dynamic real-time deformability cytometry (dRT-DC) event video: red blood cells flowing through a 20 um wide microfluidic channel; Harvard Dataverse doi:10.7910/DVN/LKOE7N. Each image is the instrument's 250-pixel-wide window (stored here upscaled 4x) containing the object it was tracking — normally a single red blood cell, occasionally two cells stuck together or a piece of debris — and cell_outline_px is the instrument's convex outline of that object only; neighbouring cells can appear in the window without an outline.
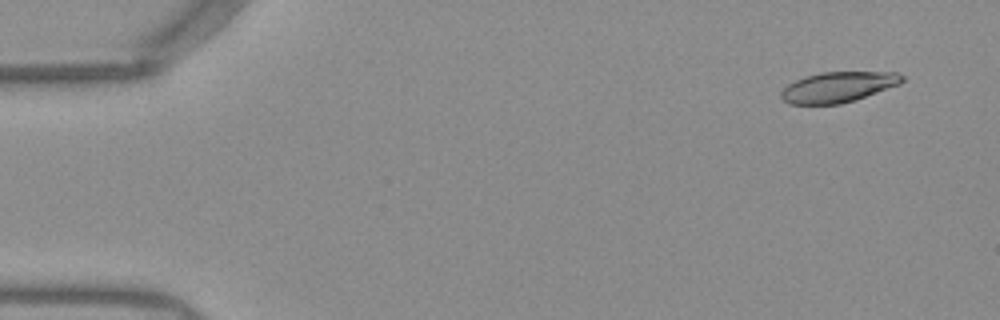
{"species": "Egyptian fruit bat (a non-hibernating species)", "species_latin": "Rousettus aegyptiacus", "temperature_condition": "warm", "stored_images_in_passage": 50, "camera_frame_rate_fps": 3000, "um_per_image_px": 0.085, "frame": {"image": 1, "passage_image": 2, "time_ms": 0.333, "image_size_px": [1000, 320], "cell_outline_px": [[904, 80], [900, 84], [856, 100], [840, 104], [788, 104], [780, 96], [780, 92], [788, 84], [804, 76], [820, 72], [896, 72], [904, 76]], "centroid_in_image_um": [71.24, 7.4], "position_along_channel_um": 13.8, "area_um2": 21.56}}
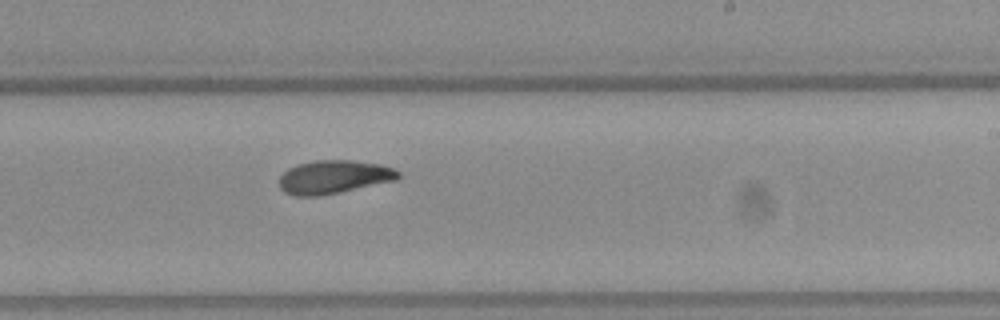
{"frame": {"image": 2, "passage_image": 30, "time_ms": 9.667, "image_size_px": [1000, 320], "cell_outline_px": [[400, 176], [396, 180], [340, 192], [320, 196], [296, 196], [284, 192], [280, 188], [280, 176], [288, 168], [300, 164], [316, 160], [352, 160], [380, 164], [392, 168], [400, 172]], "centroid_in_image_um": [28.37, 15.04], "position_along_channel_um": 260.6, "area_um2": 23.06}}
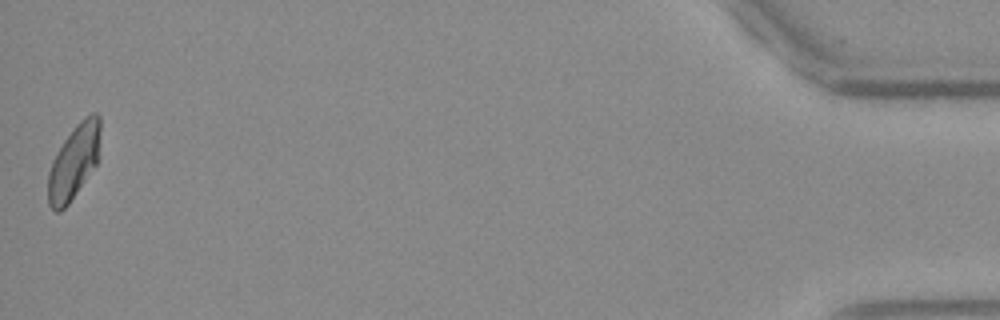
{"frame": {"image": 3, "passage_image": 50, "time_ms": 16.333, "image_size_px": [1000, 320], "cell_outline_px": [[100, 128], [96, 164], [68, 204], [60, 212], [56, 212], [48, 204], [48, 172], [52, 160], [56, 152], [64, 140], [76, 124], [80, 120], [92, 112], [96, 112], [100, 116]], "centroid_in_image_um": [6.25, 13.74], "position_along_channel_um": 428.9, "area_um2": 22.31}, "authors_computed_cell_mechanics": {"area_um2": 22.831, "velocity_mm_per_s": 3.9207, "shape_relaxation_time_tau1_ms": 7.658, "shape_relaxation_time_tau2_ms": 4.4177, "deformation_change_tau1": 0.1875, "deformation_change_tau2": 0.1039}}